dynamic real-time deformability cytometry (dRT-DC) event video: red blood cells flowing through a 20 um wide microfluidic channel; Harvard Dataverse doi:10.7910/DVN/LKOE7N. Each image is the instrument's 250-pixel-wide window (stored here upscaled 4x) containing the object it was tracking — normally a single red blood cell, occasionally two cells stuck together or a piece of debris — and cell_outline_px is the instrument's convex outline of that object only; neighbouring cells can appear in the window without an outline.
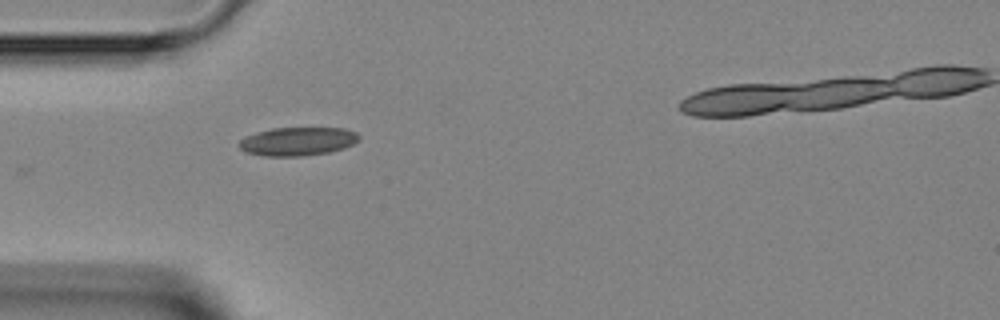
{"species": "Egyptian fruit bat (a non-hibernating species)", "species_latin": "Rousettus aegyptiacus", "temperature_condition": "room temperature", "stored_images_in_passage": 6, "segment_of_instrument_passage": [1, 2], "camera_frame_rate_fps": 3000, "um_per_image_px": 0.085, "animal": {"sex": "female"}, "frame": {"image": 1, "passage_image": 4, "time_ms": 3.667, "image_size_px": [1000, 320], "cell_outline_px": [[360, 140], [344, 148], [328, 152], [304, 156], [264, 156], [244, 152], [236, 144], [244, 136], [256, 132], [272, 128], [344, 128], [356, 132], [360, 136]], "centroid_in_image_um": [25.26, 12.02], "position_along_channel_um": 59.7, "area_um2": 20.11}}
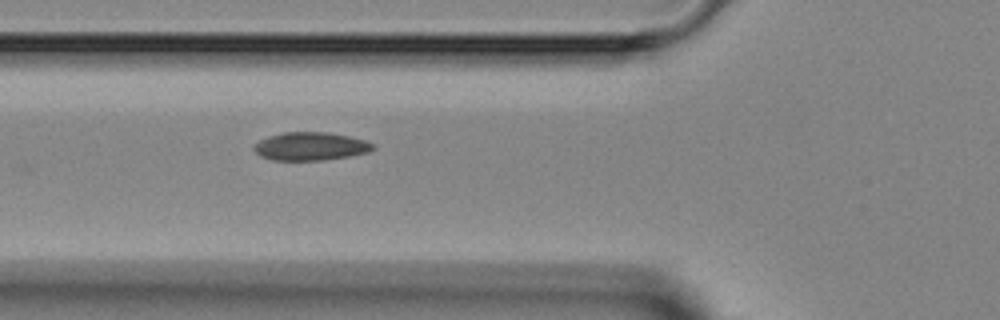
{"frame": {"image": 2, "passage_image": 5, "time_ms": 4.667, "image_size_px": [1000, 320], "cell_outline_px": [[376, 148], [368, 152], [348, 156], [324, 160], [272, 160], [260, 156], [252, 148], [260, 140], [268, 136], [284, 132], [328, 132], [348, 136], [364, 140], [376, 144]], "centroid_in_image_um": [26.41, 12.43], "position_along_channel_um": 99.4, "area_um2": 19.54}}